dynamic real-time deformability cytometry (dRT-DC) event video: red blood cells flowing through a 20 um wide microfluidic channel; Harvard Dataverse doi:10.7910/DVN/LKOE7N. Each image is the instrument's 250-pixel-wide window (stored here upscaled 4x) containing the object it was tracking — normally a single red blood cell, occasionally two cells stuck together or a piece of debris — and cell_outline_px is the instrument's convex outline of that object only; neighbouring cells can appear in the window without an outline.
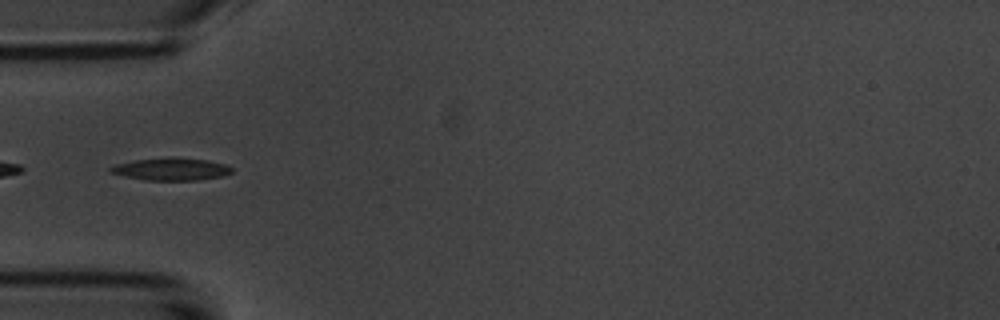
{"species": "common noctule bat (a hibernating species)", "species_latin": "Nyctalus noctula", "temperature_condition": "room temperature", "stored_images_in_passage": 22, "camera_frame_rate_fps": 3000, "um_per_image_px": 0.085, "animal": {"sex": "male", "body_mass_g": 20.1, "forearm_length_mm": 53.5}, "frame": {"image": 1, "passage_image": 1, "time_ms": 0.0, "image_size_px": [1000, 320], "cell_outline_px": [[232, 172], [224, 176], [196, 180], [144, 180], [112, 172], [108, 168], [116, 164], [136, 160], [208, 160], [228, 164], [232, 168]], "centroid_in_image_um": [14.63, 14.42], "position_along_channel_um": 70.4, "area_um2": 14.85}}
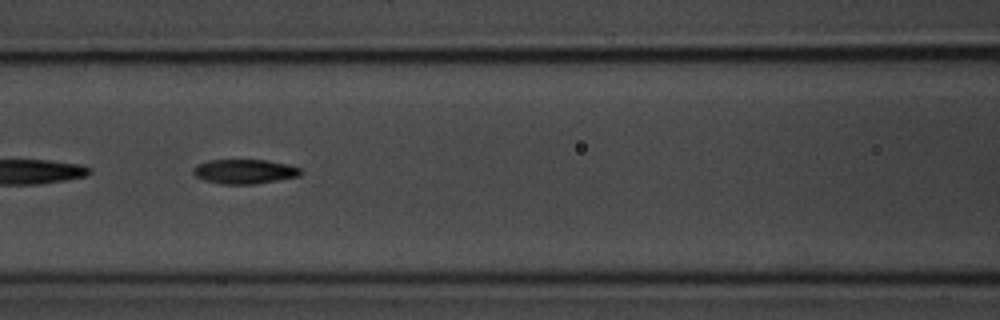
{"frame": {"image": 2, "passage_image": 7, "time_ms": 2.0, "image_size_px": [1000, 320], "cell_outline_px": [[304, 172], [300, 176], [256, 184], [220, 184], [204, 180], [196, 176], [192, 172], [192, 168], [196, 164], [208, 160], [264, 160], [288, 164], [300, 168]], "centroid_in_image_um": [20.78, 14.58], "position_along_channel_um": 145.8, "area_um2": 15.49}}